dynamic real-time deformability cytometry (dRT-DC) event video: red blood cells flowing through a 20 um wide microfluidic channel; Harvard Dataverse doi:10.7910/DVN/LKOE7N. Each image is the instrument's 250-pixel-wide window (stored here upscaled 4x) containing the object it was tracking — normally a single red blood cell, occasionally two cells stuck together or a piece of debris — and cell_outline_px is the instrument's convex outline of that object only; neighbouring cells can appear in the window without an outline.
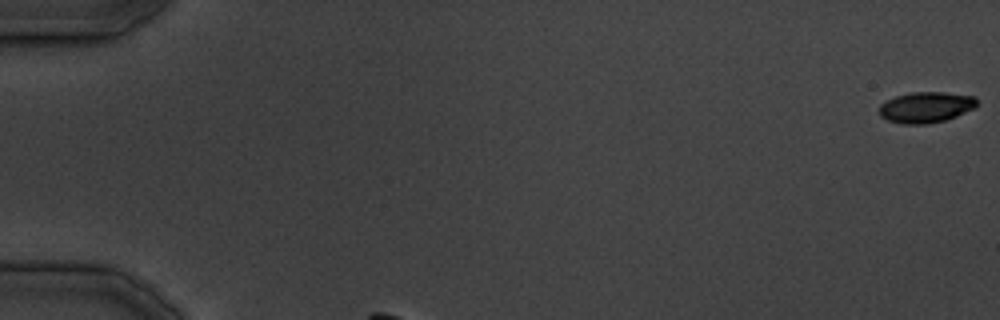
{"species": "common noctule bat (a hibernating species)", "species_latin": "Nyctalus noctula", "temperature_condition": "cold", "stored_images_in_passage": 27, "camera_frame_rate_fps": 3000, "um_per_image_px": 0.085, "animal": {"sex": "male", "body_mass_g": 19.5, "forearm_length_mm": 54.6}, "frame": {"image": 1, "passage_image": 1, "time_ms": 0.0, "image_size_px": [1000, 320], "cell_outline_px": [[976, 108], [956, 116], [944, 120], [928, 124], [904, 124], [888, 120], [880, 116], [880, 104], [896, 96], [912, 92], [944, 92], [976, 96]], "centroid_in_image_um": [78.73, 9.11], "position_along_channel_um": 6.3, "area_um2": 17.51}}
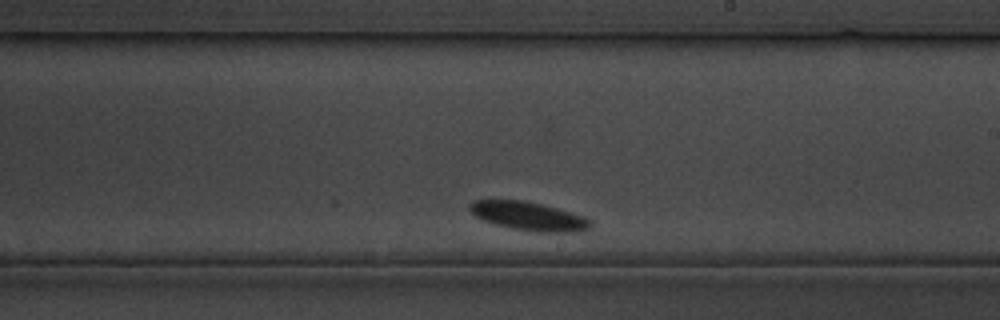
{"frame": {"image": 2, "passage_image": 16, "time_ms": 18.0, "image_size_px": [1000, 320], "cell_outline_px": [[592, 228], [580, 232], [540, 232], [512, 228], [496, 224], [484, 220], [476, 216], [468, 208], [468, 204], [476, 200], [524, 200], [556, 208], [584, 216], [592, 220]], "centroid_in_image_um": [44.99, 18.38], "position_along_channel_um": 244.0, "area_um2": 20.06}}